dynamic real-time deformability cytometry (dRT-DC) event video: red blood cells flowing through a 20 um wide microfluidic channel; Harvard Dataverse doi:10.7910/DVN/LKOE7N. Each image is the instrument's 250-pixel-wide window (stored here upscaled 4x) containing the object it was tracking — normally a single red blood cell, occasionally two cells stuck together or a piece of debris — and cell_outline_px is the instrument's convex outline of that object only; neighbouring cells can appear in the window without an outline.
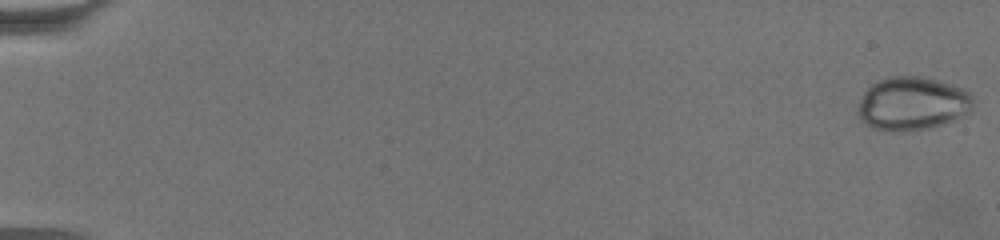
{"species": "common noctule bat (a hibernating species)", "species_latin": "Nyctalus noctula", "temperature_condition": "warm", "stored_images_in_passage": 64, "camera_frame_rate_fps": 3000, "um_per_image_px": 0.085, "animal": {"sex": "female", "body_mass_g": 19.5, "forearm_length_mm": 54.1}, "frame": {"image": 1, "passage_image": 1, "time_ms": 0.0, "image_size_px": [1000, 240], "cell_outline_px": [[972, 104], [968, 112], [952, 120], [928, 128], [876, 128], [868, 124], [860, 116], [860, 100], [864, 92], [872, 84], [880, 80], [892, 76], [920, 76], [952, 84], [964, 88], [972, 96]], "centroid_in_image_um": [77.59, 8.73], "position_along_channel_um": 7.4, "area_um2": 34.33}}
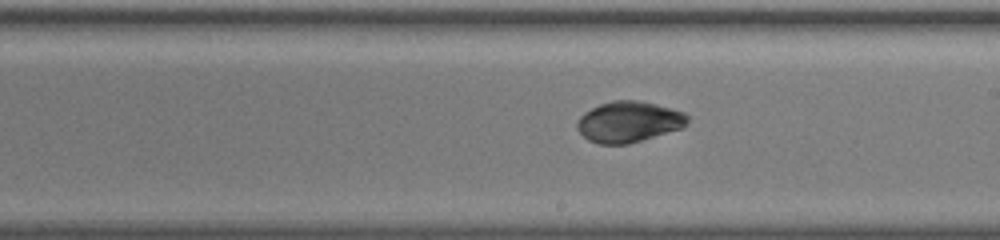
{"frame": {"image": 2, "passage_image": 39, "time_ms": 12.667, "image_size_px": [1000, 240], "cell_outline_px": [[688, 120], [684, 128], [628, 144], [596, 144], [588, 140], [576, 128], [576, 124], [580, 116], [584, 112], [600, 104], [612, 100], [636, 100], [656, 104], [684, 112], [688, 116]], "centroid_in_image_um": [53.44, 10.36], "position_along_channel_um": 235.6, "area_um2": 26.41}}
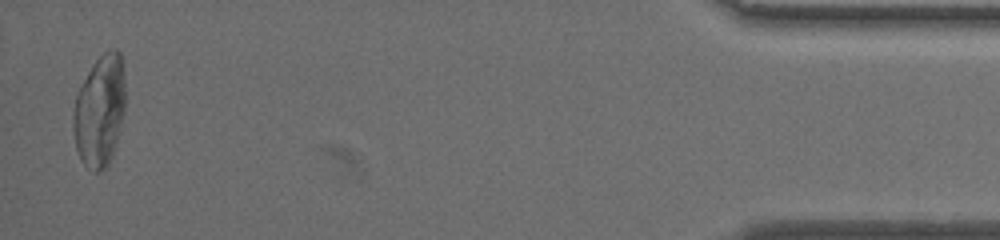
{"frame": {"image": 3, "passage_image": 63, "time_ms": 20.667, "image_size_px": [1000, 240], "cell_outline_px": [[124, 112], [120, 132], [112, 156], [108, 164], [100, 172], [92, 172], [80, 160], [76, 148], [72, 132], [72, 112], [76, 96], [88, 72], [96, 60], [104, 52], [112, 48], [116, 48], [120, 52], [124, 68]], "centroid_in_image_um": [8.47, 9.45], "position_along_channel_um": 426.7, "area_um2": 34.22}, "authors_computed_cell_mechanics": {"area_um2": 29.0445, "velocity_mm_per_s": 3.3639, "shape_relaxation_time_tau1_ms": 7.792, "shape_relaxation_time_tau2_ms": 0.8601, "deformation_change_tau1": 0.111, "deformation_change_tau2": 0.0293}}